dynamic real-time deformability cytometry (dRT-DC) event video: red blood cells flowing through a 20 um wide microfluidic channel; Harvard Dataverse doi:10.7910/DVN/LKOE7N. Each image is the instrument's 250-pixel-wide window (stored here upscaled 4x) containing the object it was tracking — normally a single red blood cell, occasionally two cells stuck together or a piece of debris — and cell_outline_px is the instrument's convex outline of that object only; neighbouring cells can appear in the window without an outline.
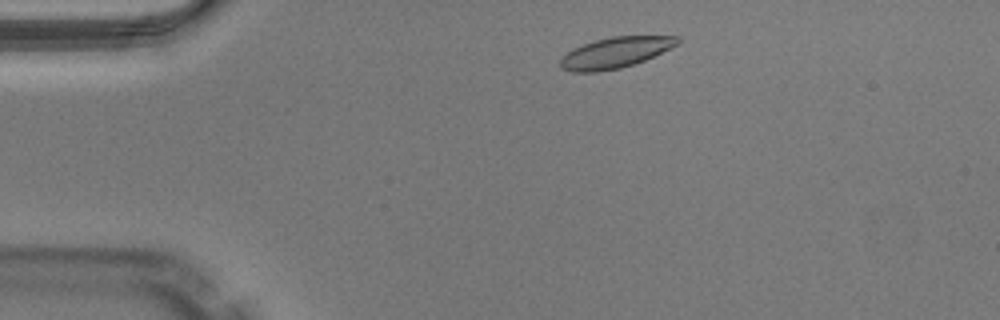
{"species": "Egyptian fruit bat (a non-hibernating species)", "species_latin": "Rousettus aegyptiacus", "temperature_condition": "warm", "stored_images_in_passage": 44, "camera_frame_rate_fps": 3000, "um_per_image_px": 0.085, "animal": {"sex": "male"}, "frame": {"image": 1, "passage_image": 4, "time_ms": 1.0, "image_size_px": [1000, 320], "cell_outline_px": [[680, 44], [644, 60], [620, 68], [596, 72], [572, 72], [560, 68], [560, 60], [572, 48], [596, 40], [612, 36], [680, 36]], "centroid_in_image_um": [52.31, 4.47], "position_along_channel_um": 32.7, "area_um2": 20.92}}
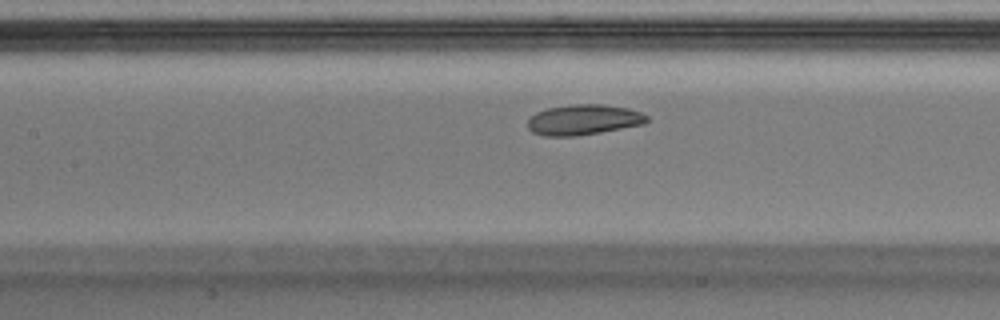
{"frame": {"image": 2, "passage_image": 17, "time_ms": 5.333, "image_size_px": [1000, 320], "cell_outline_px": [[648, 120], [644, 124], [600, 132], [576, 136], [544, 136], [532, 132], [528, 128], [528, 120], [536, 112], [548, 108], [572, 104], [600, 104], [628, 108], [640, 112], [648, 116]], "centroid_in_image_um": [49.59, 10.18], "position_along_channel_um": 157.8, "area_um2": 21.04}}
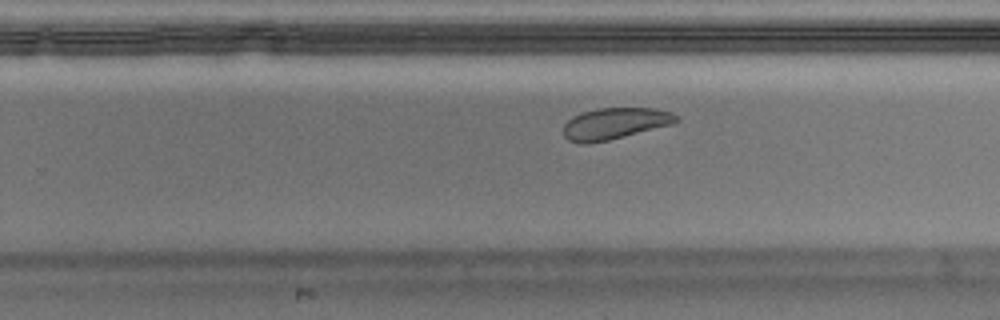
{"frame": {"image": 3, "passage_image": 26, "time_ms": 8.333, "image_size_px": [1000, 320], "cell_outline_px": [[680, 120], [672, 124], [608, 140], [588, 144], [580, 144], [568, 140], [564, 136], [564, 124], [572, 116], [596, 108], [652, 108], [672, 112]], "centroid_in_image_um": [52.23, 10.5], "position_along_channel_um": 277.6, "area_um2": 20.58}, "authors_computed_cell_mechanics": {"area_um2": 21.5594, "velocity_mm_per_s": 4.0092, "shape_relaxation_time_tau1_ms": 2.2626, "shape_relaxation_time_tau2_ms": 3.8339, "deformation_change_tau1": 0.0873, "deformation_change_tau2": 0.0903}}